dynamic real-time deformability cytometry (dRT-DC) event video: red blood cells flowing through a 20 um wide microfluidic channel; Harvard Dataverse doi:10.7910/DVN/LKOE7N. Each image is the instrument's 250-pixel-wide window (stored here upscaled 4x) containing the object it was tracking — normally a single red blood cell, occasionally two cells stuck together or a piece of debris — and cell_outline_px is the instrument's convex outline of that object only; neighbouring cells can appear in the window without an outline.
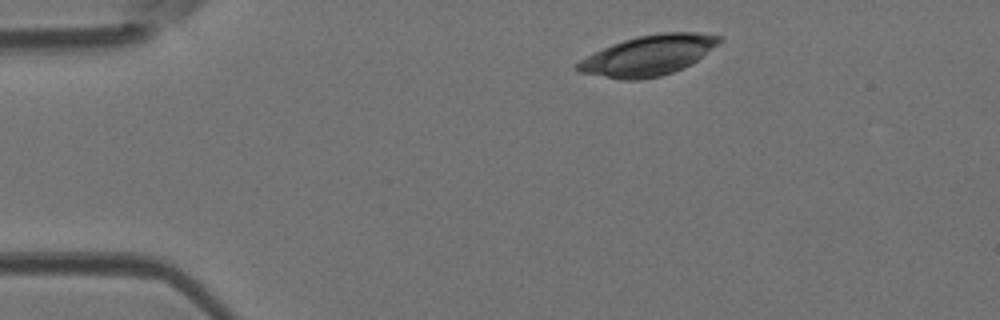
{"species": "Egyptian fruit bat (a non-hibernating species)", "species_latin": "Rousettus aegyptiacus", "temperature_condition": "room temperature", "stored_images_in_passage": 39, "camera_frame_rate_fps": 3000, "um_per_image_px": 0.085, "animal": {"sex": "female"}, "frame": {"image": 1, "passage_image": 1, "time_ms": 0.0, "image_size_px": [1000, 320], "cell_outline_px": [[724, 40], [692, 64], [672, 72], [660, 76], [636, 80], [620, 80], [576, 72], [572, 68], [580, 60], [612, 44], [636, 36], [660, 32], [696, 32], [724, 36]], "centroid_in_image_um": [55.11, 4.71], "position_along_channel_um": 29.9, "area_um2": 33.47}}
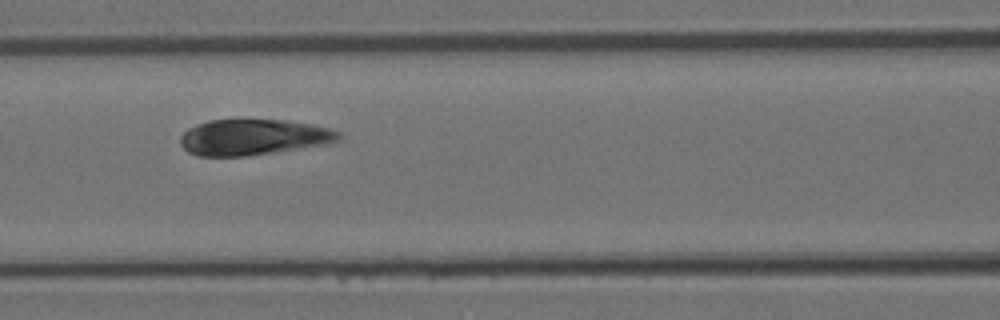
{"frame": {"image": 2, "passage_image": 13, "time_ms": 4.0, "image_size_px": [1000, 320], "cell_outline_px": [[340, 140], [324, 144], [248, 156], [196, 156], [188, 152], [180, 144], [180, 136], [188, 128], [196, 124], [208, 120], [284, 120], [312, 124], [328, 128], [340, 132]], "centroid_in_image_um": [21.49, 11.66], "position_along_channel_um": 145.1, "area_um2": 32.95}}
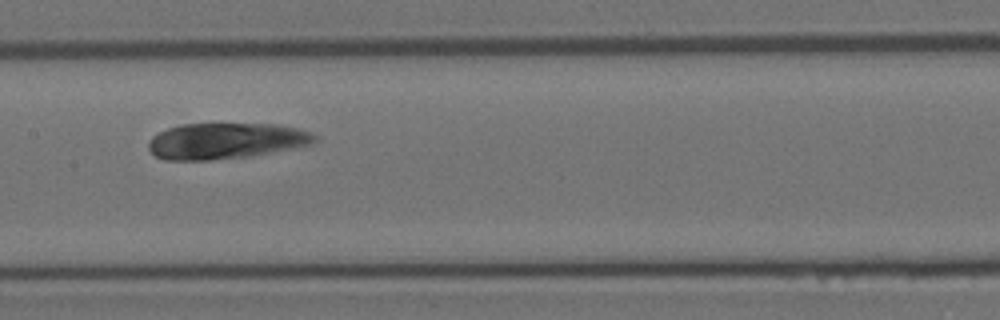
{"frame": {"image": 3, "passage_image": 16, "time_ms": 5.0, "image_size_px": [1000, 320], "cell_outline_px": [[320, 140], [312, 144], [248, 156], [208, 160], [164, 160], [156, 156], [148, 148], [148, 144], [152, 136], [168, 128], [180, 124], [276, 124], [296, 128], [312, 132]], "centroid_in_image_um": [19.19, 11.97], "position_along_channel_um": 188.2, "area_um2": 34.68}}